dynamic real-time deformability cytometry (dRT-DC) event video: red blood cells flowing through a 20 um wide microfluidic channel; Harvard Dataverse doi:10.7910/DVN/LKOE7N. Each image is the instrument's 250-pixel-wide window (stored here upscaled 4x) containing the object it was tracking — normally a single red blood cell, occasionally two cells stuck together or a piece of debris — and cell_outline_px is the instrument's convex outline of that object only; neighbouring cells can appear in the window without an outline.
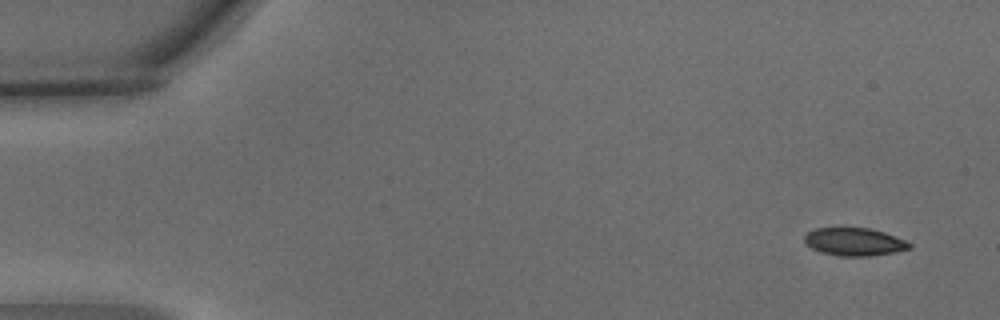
{"species": "common noctule bat (a hibernating species)", "species_latin": "Nyctalus noctula", "temperature_condition": "warm", "stored_images_in_passage": 6, "camera_frame_rate_fps": 3000, "um_per_image_px": 0.085, "animal": {"sex": "male", "body_mass_g": 15.6}, "frame": {"image": 1, "passage_image": 1, "time_ms": 0.0, "image_size_px": [1000, 320], "cell_outline_px": [[912, 248], [872, 256], [836, 256], [820, 252], [804, 244], [804, 236], [808, 232], [816, 228], [872, 228], [884, 232], [904, 240], [912, 244]], "centroid_in_image_um": [72.59, 20.56], "position_along_channel_um": 12.4, "area_um2": 17.11}}
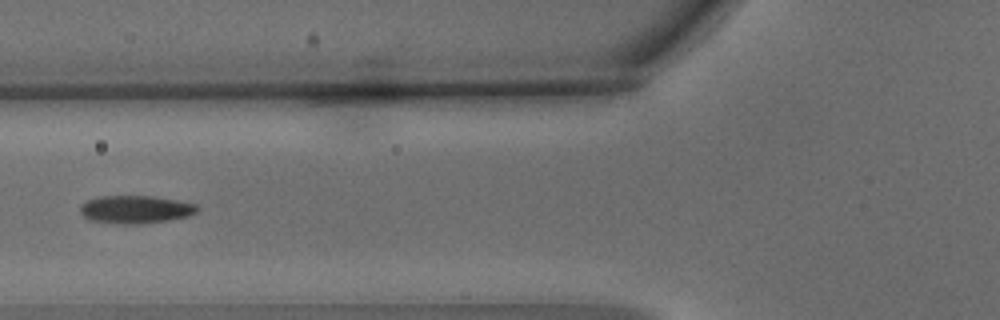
{"frame": {"image": 2, "passage_image": 6, "time_ms": 1.667, "image_size_px": [1000, 320], "cell_outline_px": [[200, 208], [196, 212], [188, 216], [168, 220], [144, 224], [124, 224], [92, 220], [84, 216], [80, 212], [80, 204], [88, 200], [100, 196], [156, 196], [196, 204]], "centroid_in_image_um": [11.54, 17.79], "position_along_channel_um": 114.3, "area_um2": 19.02}}